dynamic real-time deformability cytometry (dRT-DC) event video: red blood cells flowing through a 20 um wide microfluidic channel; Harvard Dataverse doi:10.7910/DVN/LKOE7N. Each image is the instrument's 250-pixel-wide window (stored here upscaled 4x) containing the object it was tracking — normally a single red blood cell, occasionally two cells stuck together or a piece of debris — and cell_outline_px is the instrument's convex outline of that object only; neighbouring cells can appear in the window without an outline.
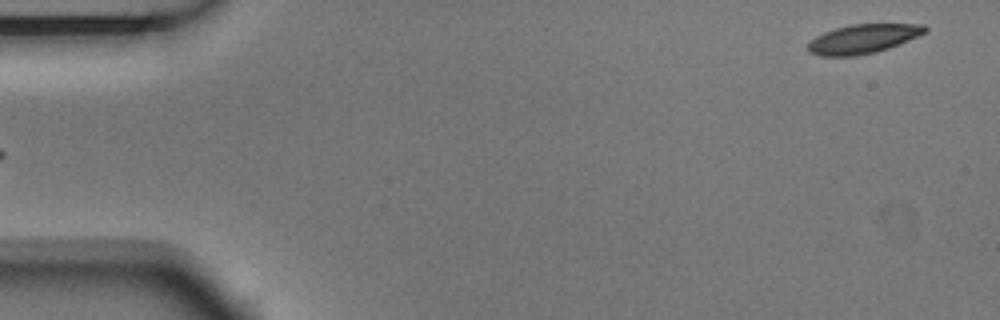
{"species": "Egyptian fruit bat (a non-hibernating species)", "species_latin": "Rousettus aegyptiacus", "temperature_condition": "room temperature", "stored_images_in_passage": 2, "camera_frame_rate_fps": 3000, "um_per_image_px": 0.085, "animal": {"sex": "male"}, "frame": {"image": 1, "passage_image": 2, "time_ms": 0.333, "image_size_px": [1000, 320], "cell_outline_px": [[928, 32], [888, 48], [876, 52], [856, 56], [820, 56], [808, 52], [808, 44], [816, 36], [824, 32], [836, 28], [852, 24], [924, 24], [928, 28]], "centroid_in_image_um": [73.37, 3.3], "position_along_channel_um": 11.6, "area_um2": 19.83}}